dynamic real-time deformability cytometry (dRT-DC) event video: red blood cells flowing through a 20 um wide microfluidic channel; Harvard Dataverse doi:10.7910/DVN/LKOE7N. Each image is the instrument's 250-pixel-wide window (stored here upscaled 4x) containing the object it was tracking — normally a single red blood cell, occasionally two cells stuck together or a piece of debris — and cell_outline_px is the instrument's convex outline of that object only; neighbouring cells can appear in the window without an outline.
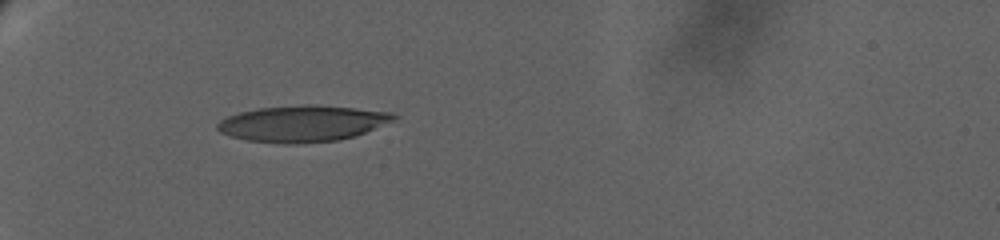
{"species": "human", "species_latin": "Homo sapiens", "temperature_condition": "warm", "stored_images_in_passage": 10, "camera_frame_rate_fps": 3000, "um_per_image_px": 0.085, "donor": {"sex": "female"}, "frame": {"image": 1, "passage_image": 1, "time_ms": 0.0, "image_size_px": [1000, 240], "cell_outline_px": [[400, 116], [392, 120], [364, 132], [352, 136], [336, 140], [296, 144], [280, 144], [248, 140], [232, 136], [220, 132], [216, 128], [216, 124], [220, 120], [228, 116], [240, 112], [256, 108], [304, 104], [316, 104], [392, 112]], "centroid_in_image_um": [25.66, 10.49], "position_along_channel_um": 59.3, "area_um2": 37.11}}
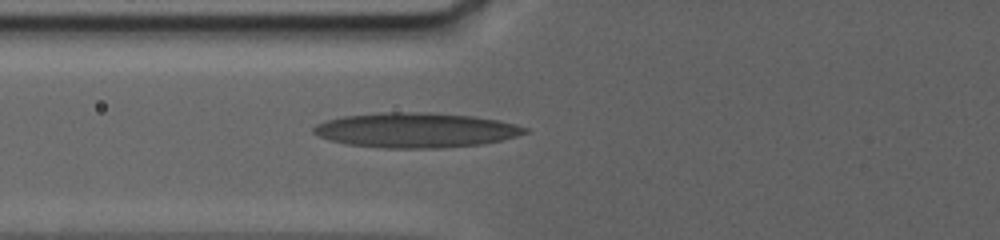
{"frame": {"image": 2, "passage_image": 8, "time_ms": 2.0, "image_size_px": [1000, 240], "cell_outline_px": [[528, 132], [516, 136], [500, 140], [480, 144], [444, 148], [384, 148], [348, 144], [332, 140], [320, 136], [312, 132], [312, 128], [316, 124], [328, 120], [344, 116], [380, 112], [432, 112], [476, 116], [500, 120], [528, 128]], "centroid_in_image_um": [35.36, 11.05], "position_along_channel_um": 90.4, "area_um2": 42.95}}